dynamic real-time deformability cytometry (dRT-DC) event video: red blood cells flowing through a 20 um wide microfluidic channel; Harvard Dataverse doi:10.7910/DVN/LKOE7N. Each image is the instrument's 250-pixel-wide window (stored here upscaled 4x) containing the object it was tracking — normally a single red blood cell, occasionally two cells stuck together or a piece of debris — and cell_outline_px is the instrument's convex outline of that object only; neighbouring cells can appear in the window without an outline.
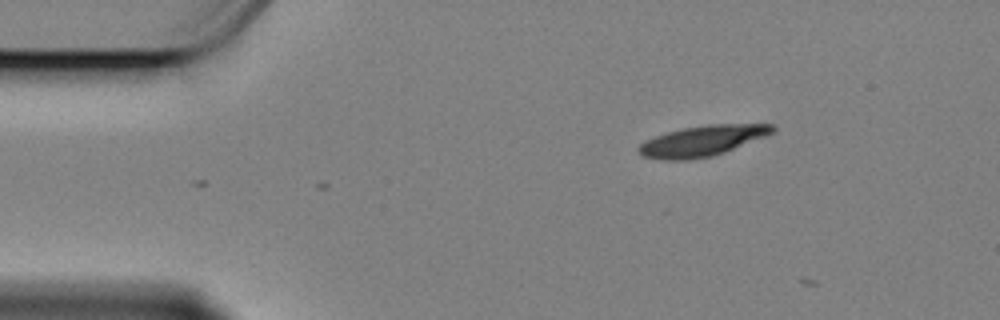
{"species": "Egyptian fruit bat (a non-hibernating species)", "species_latin": "Rousettus aegyptiacus", "temperature_condition": "cold", "stored_images_in_passage": 8, "camera_frame_rate_fps": 3000, "um_per_image_px": 0.085, "animal": {"sex": "female"}, "frame": {"image": 1, "passage_image": 4, "time_ms": 1.0, "image_size_px": [1000, 320], "cell_outline_px": [[776, 132], [724, 152], [712, 156], [688, 160], [664, 160], [640, 156], [636, 148], [644, 140], [668, 132], [684, 128], [708, 124], [772, 124], [776, 128]], "centroid_in_image_um": [59.67, 11.98], "position_along_channel_um": 25.3, "area_um2": 23.87}}